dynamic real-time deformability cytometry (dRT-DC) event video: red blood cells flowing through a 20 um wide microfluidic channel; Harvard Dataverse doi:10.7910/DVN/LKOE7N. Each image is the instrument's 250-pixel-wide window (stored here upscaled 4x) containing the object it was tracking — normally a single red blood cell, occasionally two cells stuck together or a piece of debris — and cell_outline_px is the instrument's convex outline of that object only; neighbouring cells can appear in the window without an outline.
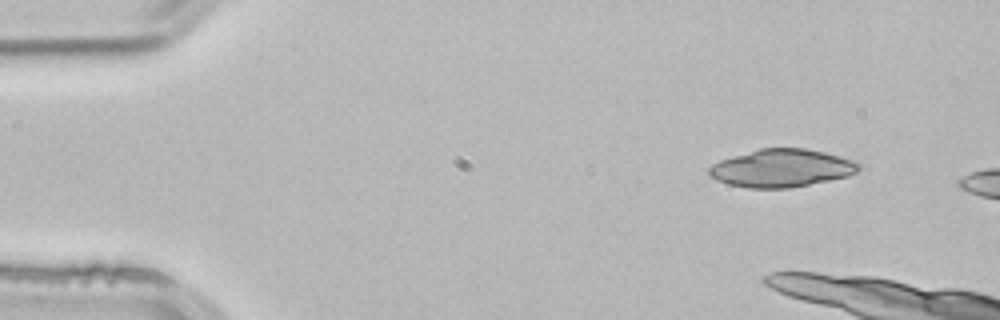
{"species": "common noctule bat (a hibernating species)", "species_latin": "Nyctalus noctula", "temperature_condition": "room temperature", "stored_images_in_passage": 2, "camera_frame_rate_fps": 3000, "um_per_image_px": 0.085, "animal": {"sex": "male", "body_mass_g": 21.5, "forearm_length_mm": 52.0}, "frame": {"image": 1, "passage_image": 1, "time_ms": 0.0, "image_size_px": [1000, 320], "cell_outline_px": [[860, 168], [856, 172], [848, 176], [788, 188], [748, 188], [728, 184], [716, 180], [708, 172], [708, 168], [712, 164], [720, 160], [760, 148], [804, 148], [824, 152], [856, 160], [860, 164]], "centroid_in_image_um": [66.44, 14.29], "position_along_channel_um": 18.6, "area_um2": 32.89}}